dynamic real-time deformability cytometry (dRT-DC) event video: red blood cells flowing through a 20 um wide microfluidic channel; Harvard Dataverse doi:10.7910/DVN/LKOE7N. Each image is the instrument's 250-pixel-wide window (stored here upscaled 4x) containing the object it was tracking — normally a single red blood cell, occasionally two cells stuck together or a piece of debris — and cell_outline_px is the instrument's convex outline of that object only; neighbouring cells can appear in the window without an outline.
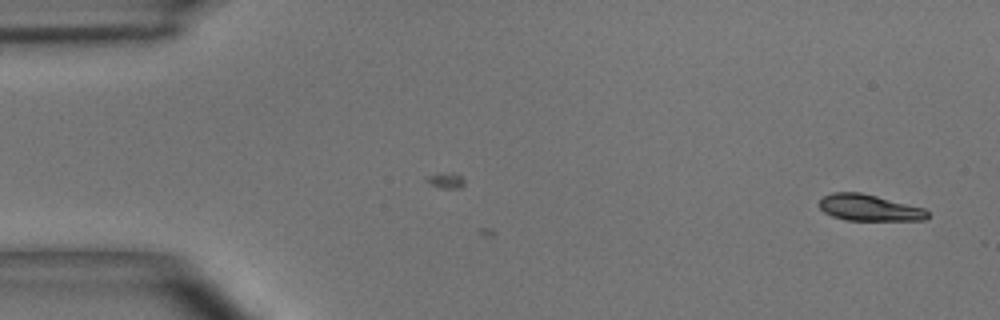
{"species": "common noctule bat (a hibernating species)", "species_latin": "Nyctalus noctula", "temperature_condition": "room temperature", "stored_images_in_passage": 4, "camera_frame_rate_fps": 3000, "um_per_image_px": 0.085, "animal": {"sex": "male", "body_mass_g": 15.6}, "frame": {"image": 1, "passage_image": 1, "time_ms": 0.0, "image_size_px": [1000, 320], "cell_outline_px": [[928, 216], [924, 220], [848, 220], [832, 216], [824, 212], [820, 208], [820, 200], [824, 196], [832, 192], [860, 192], [924, 208], [928, 212]], "centroid_in_image_um": [73.87, 17.65], "position_along_channel_um": 11.1, "area_um2": 16.42}}